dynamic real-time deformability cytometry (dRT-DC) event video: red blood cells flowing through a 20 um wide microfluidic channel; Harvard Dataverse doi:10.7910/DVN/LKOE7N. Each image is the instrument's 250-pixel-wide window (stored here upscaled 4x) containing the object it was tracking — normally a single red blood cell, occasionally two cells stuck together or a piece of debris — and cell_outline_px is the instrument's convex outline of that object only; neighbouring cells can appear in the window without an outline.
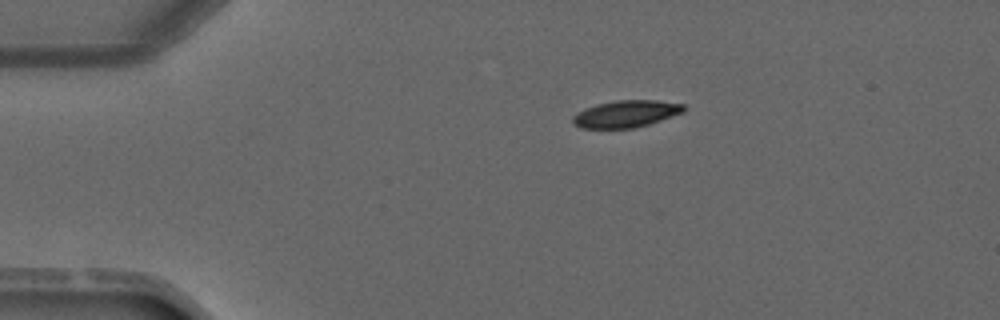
{"species": "common noctule bat (a hibernating species)", "species_latin": "Nyctalus noctula", "temperature_condition": "warm", "stored_images_in_passage": 2, "camera_frame_rate_fps": 3000, "um_per_image_px": 0.085, "animal": {"sex": "male", "forearm_length_mm": 52.5}, "frame": {"image": 1, "passage_image": 1, "time_ms": 0.0, "image_size_px": [1000, 320], "cell_outline_px": [[688, 108], [684, 112], [648, 124], [632, 128], [580, 128], [572, 124], [572, 116], [584, 108], [596, 104], [616, 100], [656, 100], [684, 104]], "centroid_in_image_um": [53.2, 9.67], "position_along_channel_um": 31.8, "area_um2": 17.57}}